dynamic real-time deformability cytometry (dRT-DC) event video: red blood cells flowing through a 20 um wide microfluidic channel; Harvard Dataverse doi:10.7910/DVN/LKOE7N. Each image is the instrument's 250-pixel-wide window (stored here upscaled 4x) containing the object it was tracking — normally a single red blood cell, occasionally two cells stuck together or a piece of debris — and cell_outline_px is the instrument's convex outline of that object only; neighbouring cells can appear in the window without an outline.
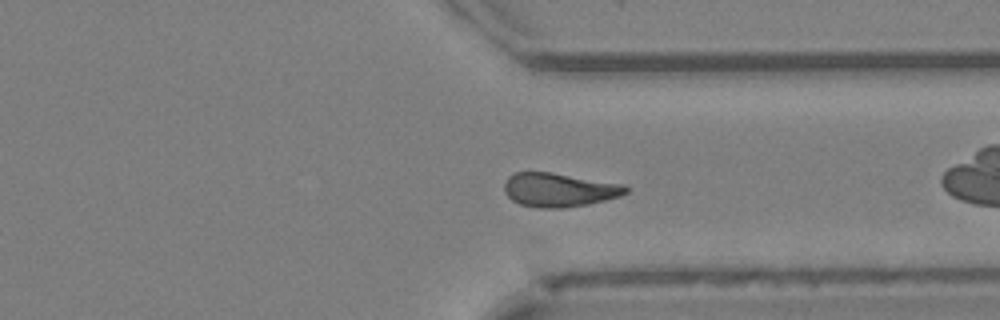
{"species": "Egyptian fruit bat (a non-hibernating species)", "species_latin": "Rousettus aegyptiacus", "temperature_condition": "cold", "stored_images_in_passage": 48, "camera_frame_rate_fps": 3000, "um_per_image_px": 0.085, "animal": {"sex": "female"}, "frame": {"image": 1, "passage_image": 35, "time_ms": 11.333, "image_size_px": [1000, 320], "cell_outline_px": [[628, 192], [620, 196], [588, 204], [560, 208], [540, 208], [520, 204], [512, 200], [504, 192], [504, 180], [508, 176], [516, 172], [552, 172], [628, 184]], "centroid_in_image_um": [47.54, 16.12], "position_along_channel_um": 363.9, "area_um2": 24.28}, "authors_computed_cell_mechanics": {"area_um2": 24.0159, "velocity_mm_per_s": 4.1383, "shape_relaxation_time_tau1_ms": null, "shape_relaxation_time_tau2_ms": 7.2848, "deformation_change_tau1": null, "deformation_change_tau2": 0.1594}}